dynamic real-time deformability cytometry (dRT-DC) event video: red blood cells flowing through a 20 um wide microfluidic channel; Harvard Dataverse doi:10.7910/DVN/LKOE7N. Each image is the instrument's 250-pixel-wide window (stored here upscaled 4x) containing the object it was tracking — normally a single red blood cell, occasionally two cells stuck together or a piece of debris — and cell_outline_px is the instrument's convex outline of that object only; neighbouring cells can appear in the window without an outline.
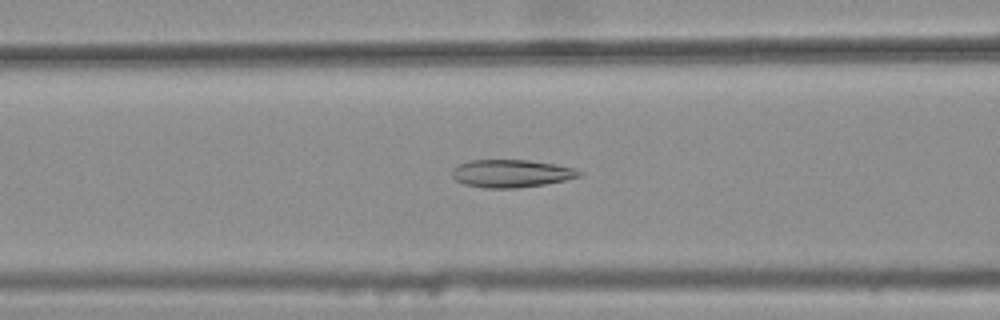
{"species": "common noctule bat (a hibernating species)", "species_latin": "Nyctalus noctula", "temperature_condition": "warm", "stored_images_in_passage": 45, "camera_frame_rate_fps": 3000, "um_per_image_px": 0.085, "animal": {"sex": "female", "body_mass_g": 25.1}, "frame": {"image": 1, "passage_image": 21, "time_ms": 6.667, "image_size_px": [1000, 320], "cell_outline_px": [[584, 172], [580, 176], [564, 180], [544, 184], [516, 188], [484, 188], [464, 184], [456, 180], [452, 176], [452, 168], [460, 164], [472, 160], [528, 160], [556, 164], [572, 168]], "centroid_in_image_um": [43.44, 14.74], "position_along_channel_um": 123.2, "area_um2": 20.46}}
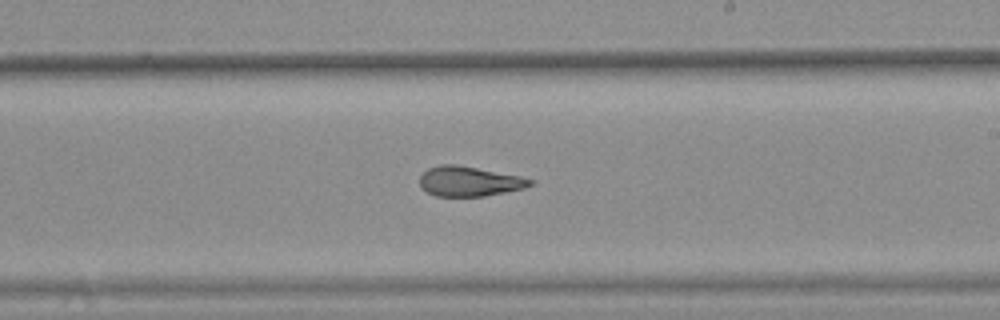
{"frame": {"image": 2, "passage_image": 31, "time_ms": 10.0, "image_size_px": [1000, 320], "cell_outline_px": [[536, 180], [532, 184], [524, 188], [484, 196], [436, 196], [420, 188], [420, 176], [428, 168], [440, 164], [456, 164], [520, 176]], "centroid_in_image_um": [39.87, 15.41], "position_along_channel_um": 249.1, "area_um2": 19.19}}
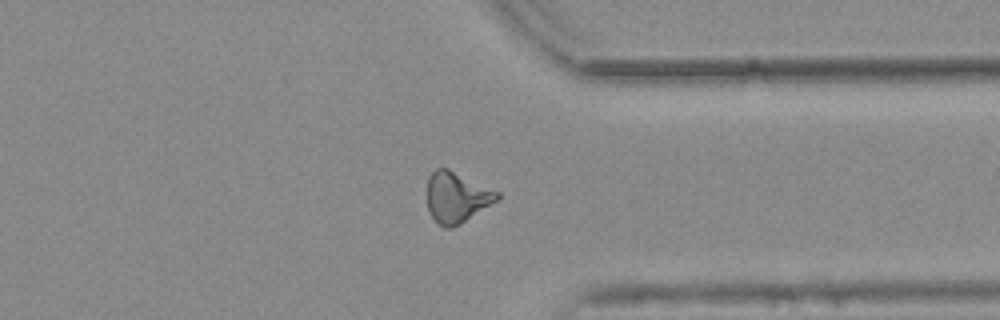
{"frame": {"image": 3, "passage_image": 41, "time_ms": 13.333, "image_size_px": [1000, 320], "cell_outline_px": [[500, 196], [496, 200], [460, 224], [452, 228], [444, 228], [436, 224], [428, 212], [428, 176], [436, 168], [448, 168], [500, 192]], "centroid_in_image_um": [38.78, 16.77], "position_along_channel_um": 372.6, "area_um2": 20.63}, "authors_computed_cell_mechanics": {"area_um2": 20.4612, "velocity_mm_per_s": 3.7865, "shape_relaxation_time_tau1_ms": null, "shape_relaxation_time_tau2_ms": 2.6225, "deformation_change_tau1": null, "deformation_change_tau2": 0.1054}}